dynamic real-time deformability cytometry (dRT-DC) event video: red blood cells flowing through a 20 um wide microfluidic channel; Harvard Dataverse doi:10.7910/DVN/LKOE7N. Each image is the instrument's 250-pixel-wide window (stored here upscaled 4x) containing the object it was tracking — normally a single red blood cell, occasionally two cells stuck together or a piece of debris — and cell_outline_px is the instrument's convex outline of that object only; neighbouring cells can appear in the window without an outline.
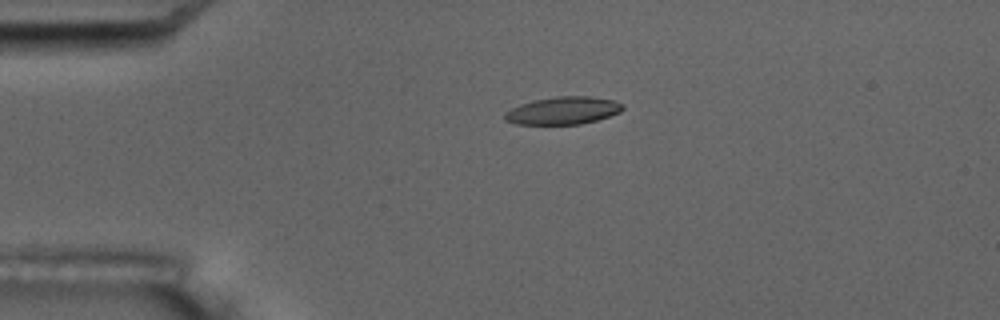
{"species": "common noctule bat (a hibernating species)", "species_latin": "Nyctalus noctula", "temperature_condition": "room temperature", "stored_images_in_passage": 5, "camera_frame_rate_fps": 3000, "um_per_image_px": 0.085, "animal": {"sex": "male", "body_mass_g": 17.5, "forearm_length_mm": 52.3}, "frame": {"image": 1, "passage_image": 4, "time_ms": 3.333, "image_size_px": [1000, 320], "cell_outline_px": [[624, 108], [620, 112], [596, 120], [580, 124], [516, 124], [504, 120], [504, 112], [520, 104], [536, 100], [556, 96], [588, 96], [612, 100], [624, 104]], "centroid_in_image_um": [47.85, 9.4], "position_along_channel_um": 37.2, "area_um2": 18.84}}